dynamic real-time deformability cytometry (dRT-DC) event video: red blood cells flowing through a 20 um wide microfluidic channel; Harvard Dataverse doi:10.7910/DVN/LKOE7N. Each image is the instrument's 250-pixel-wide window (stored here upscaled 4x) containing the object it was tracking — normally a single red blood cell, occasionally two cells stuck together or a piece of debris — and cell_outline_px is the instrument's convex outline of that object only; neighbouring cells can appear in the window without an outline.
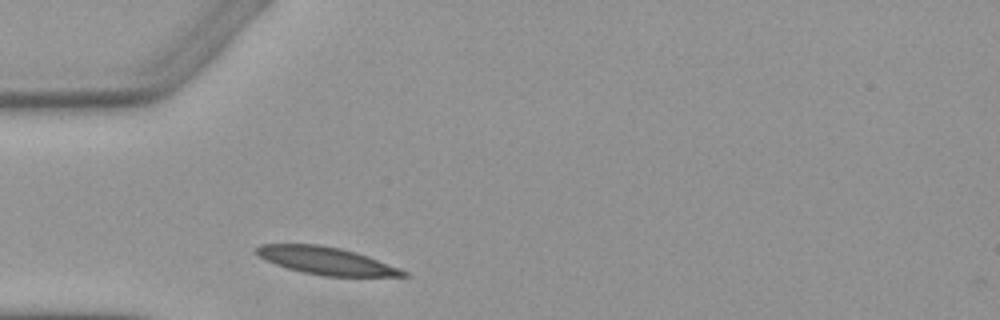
{"species": "Egyptian fruit bat (a non-hibernating species)", "species_latin": "Rousettus aegyptiacus", "temperature_condition": "warm", "stored_images_in_passage": 1, "camera_frame_rate_fps": 3000, "um_per_image_px": 0.085, "animal": {"sex": "female"}, "frame": {"image": 1, "passage_image": 1, "time_ms": 0.0, "image_size_px": [1000, 320], "cell_outline_px": [[408, 276], [324, 276], [304, 272], [288, 268], [264, 260], [252, 252], [252, 248], [260, 244], [320, 244], [340, 248], [356, 252], [368, 256], [400, 268], [408, 272]], "centroid_in_image_um": [27.67, 22.15], "position_along_channel_um": 57.3, "area_um2": 23.64}}